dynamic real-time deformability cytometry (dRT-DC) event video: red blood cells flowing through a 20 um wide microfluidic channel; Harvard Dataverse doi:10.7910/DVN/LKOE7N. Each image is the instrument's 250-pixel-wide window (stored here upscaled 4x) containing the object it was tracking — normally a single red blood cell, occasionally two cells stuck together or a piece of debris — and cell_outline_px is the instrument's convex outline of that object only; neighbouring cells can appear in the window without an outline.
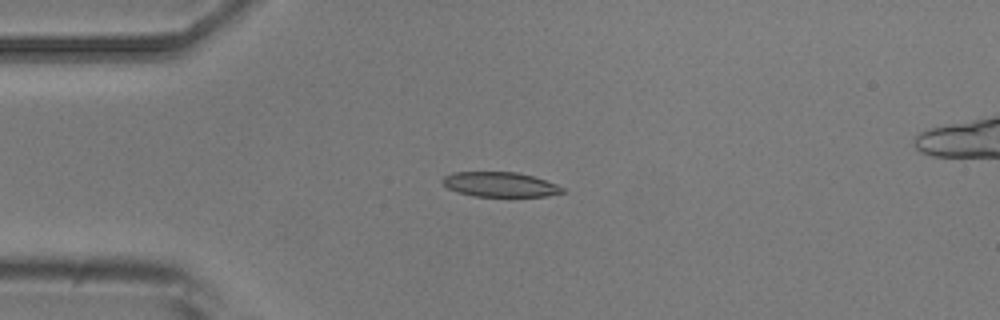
{"species": "common noctule bat (a hibernating species)", "species_latin": "Nyctalus noctula", "temperature_condition": "room temperature", "stored_images_in_passage": 8, "camera_frame_rate_fps": 3000, "um_per_image_px": 0.085, "animal": {"sex": "male", "body_mass_g": 20.5, "forearm_length_mm": 52.5}, "frame": {"image": 1, "passage_image": 4, "time_ms": 3.667, "image_size_px": [1000, 320], "cell_outline_px": [[568, 192], [548, 196], [472, 196], [456, 192], [448, 188], [440, 180], [444, 176], [452, 172], [516, 172], [532, 176], [556, 184], [564, 188]], "centroid_in_image_um": [42.5, 15.68], "position_along_channel_um": 42.5, "area_um2": 17.4}}
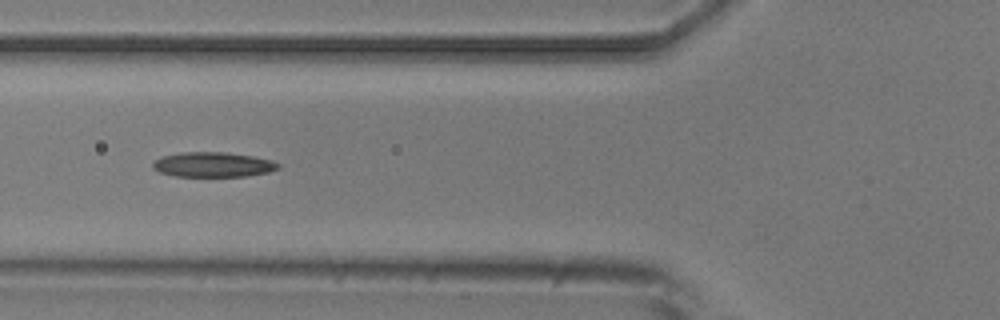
{"frame": {"image": 2, "passage_image": 6, "time_ms": 6.0, "image_size_px": [1000, 320], "cell_outline_px": [[280, 168], [268, 172], [248, 176], [176, 176], [160, 172], [152, 168], [152, 164], [160, 156], [180, 152], [224, 152], [252, 156], [272, 160], [280, 164]], "centroid_in_image_um": [18.1, 13.98], "position_along_channel_um": 107.7, "area_um2": 18.21}}
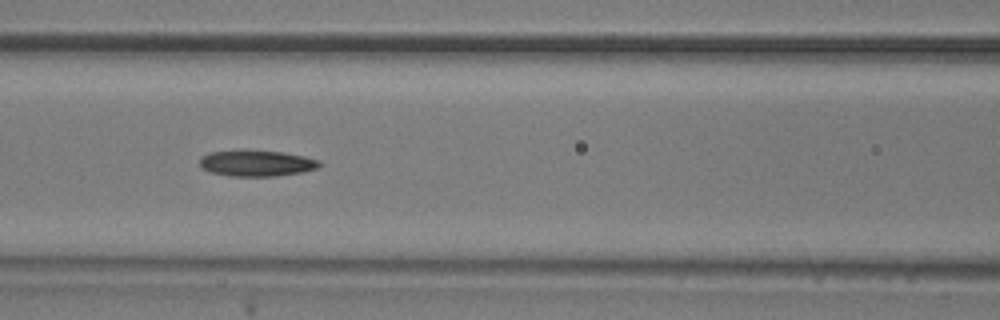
{"frame": {"image": 3, "passage_image": 7, "time_ms": 7.0, "image_size_px": [1000, 320], "cell_outline_px": [[320, 164], [316, 168], [300, 172], [276, 176], [232, 176], [212, 172], [204, 168], [200, 164], [200, 156], [208, 152], [240, 148], [248, 148], [284, 152], [304, 156], [320, 160]], "centroid_in_image_um": [21.76, 13.82], "position_along_channel_um": 144.8, "area_um2": 18.67}}